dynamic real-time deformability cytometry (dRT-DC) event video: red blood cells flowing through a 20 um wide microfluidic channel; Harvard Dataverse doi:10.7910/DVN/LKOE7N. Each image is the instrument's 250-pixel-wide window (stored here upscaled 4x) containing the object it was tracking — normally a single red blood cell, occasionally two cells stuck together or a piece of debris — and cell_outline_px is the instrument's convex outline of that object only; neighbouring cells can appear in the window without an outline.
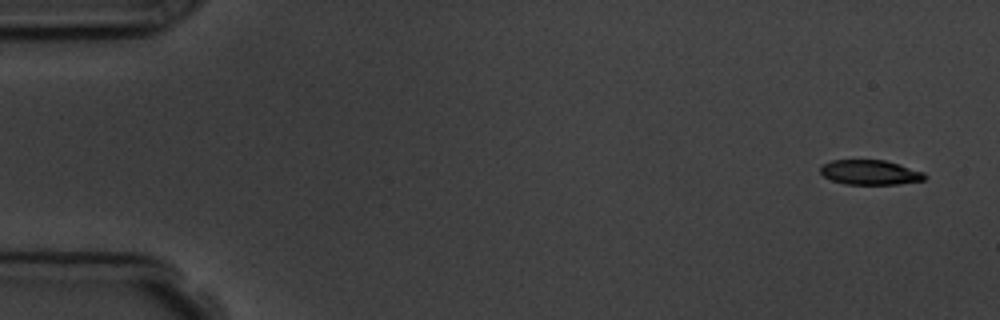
{"species": "common noctule bat (a hibernating species)", "species_latin": "Nyctalus noctula", "temperature_condition": "room temperature", "stored_images_in_passage": 5, "camera_frame_rate_fps": 3000, "um_per_image_px": 0.085, "animal": {"sex": "male", "body_mass_g": 19.5, "forearm_length_mm": 54.6}, "frame": {"image": 1, "passage_image": 1, "time_ms": 0.0, "image_size_px": [1000, 320], "cell_outline_px": [[928, 176], [924, 180], [896, 184], [844, 184], [832, 180], [824, 176], [820, 172], [820, 164], [832, 160], [884, 160], [924, 172]], "centroid_in_image_um": [73.93, 14.65], "position_along_channel_um": 11.1, "area_um2": 15.03}}
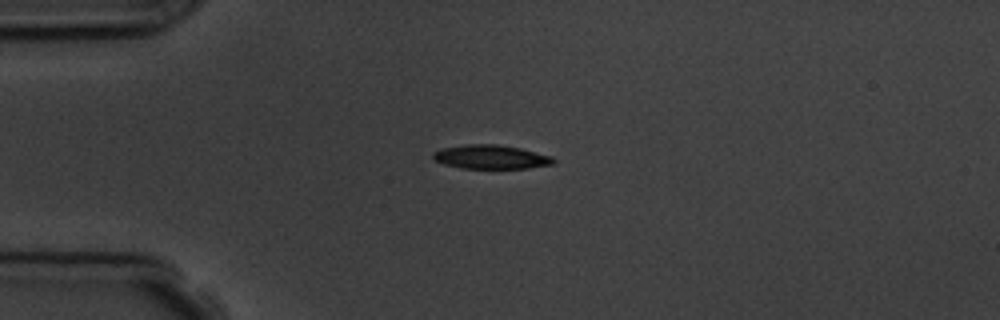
{"frame": {"image": 2, "passage_image": 4, "time_ms": 3.667, "image_size_px": [1000, 320], "cell_outline_px": [[556, 160], [552, 164], [528, 168], [460, 168], [444, 164], [436, 160], [432, 156], [432, 152], [440, 148], [464, 144], [496, 144], [520, 148], [552, 156]], "centroid_in_image_um": [41.7, 13.33], "position_along_channel_um": 43.3, "area_um2": 16.82}}